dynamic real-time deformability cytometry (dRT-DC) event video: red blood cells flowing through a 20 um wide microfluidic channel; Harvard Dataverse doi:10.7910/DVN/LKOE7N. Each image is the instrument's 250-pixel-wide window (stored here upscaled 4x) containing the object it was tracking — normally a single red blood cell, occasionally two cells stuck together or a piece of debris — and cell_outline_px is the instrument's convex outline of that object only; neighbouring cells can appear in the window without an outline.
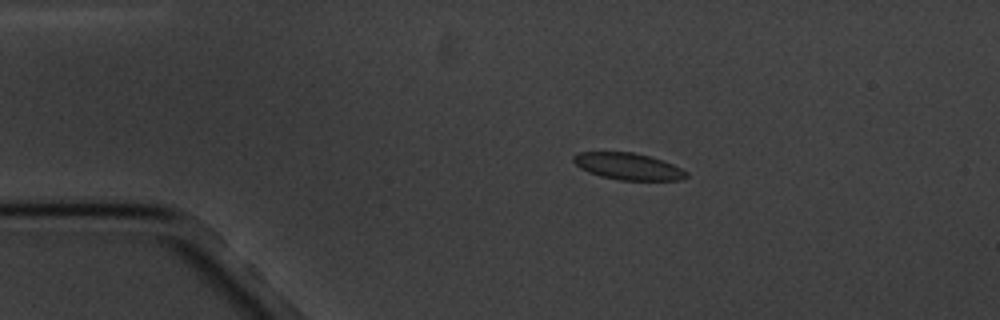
{"species": "common noctule bat (a hibernating species)", "species_latin": "Nyctalus noctula", "temperature_condition": "cold", "stored_images_in_passage": 11, "camera_frame_rate_fps": 3000, "um_per_image_px": 0.085, "animal": {"sex": "male", "body_mass_g": 20.1, "forearm_length_mm": 53.5}, "frame": {"image": 1, "passage_image": 3, "time_ms": 2.333, "image_size_px": [1000, 320], "cell_outline_px": [[688, 176], [684, 180], [620, 180], [600, 176], [588, 172], [580, 168], [572, 160], [572, 156], [580, 152], [632, 152], [648, 156], [672, 164], [688, 172]], "centroid_in_image_um": [53.38, 14.15], "position_along_channel_um": 31.6, "area_um2": 17.51}}
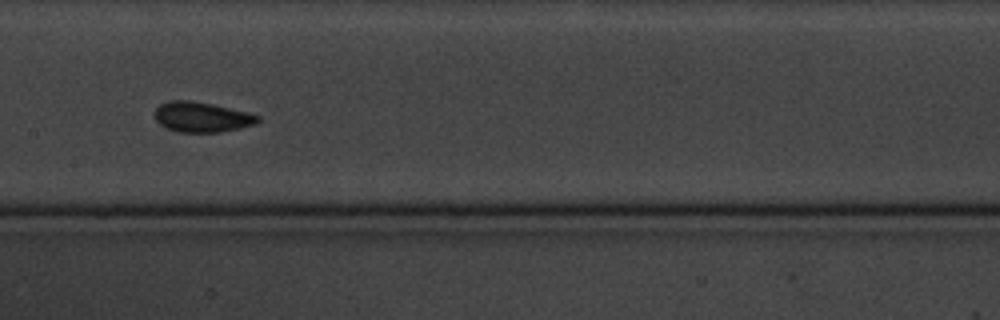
{"frame": {"image": 2, "passage_image": 8, "time_ms": 8.333, "image_size_px": [1000, 320], "cell_outline_px": [[260, 120], [256, 124], [240, 128], [220, 132], [176, 132], [164, 128], [152, 116], [156, 108], [160, 104], [168, 100], [188, 100], [212, 104], [248, 112], [260, 116]], "centroid_in_image_um": [17.11, 9.95], "position_along_channel_um": 190.3, "area_um2": 18.38}}
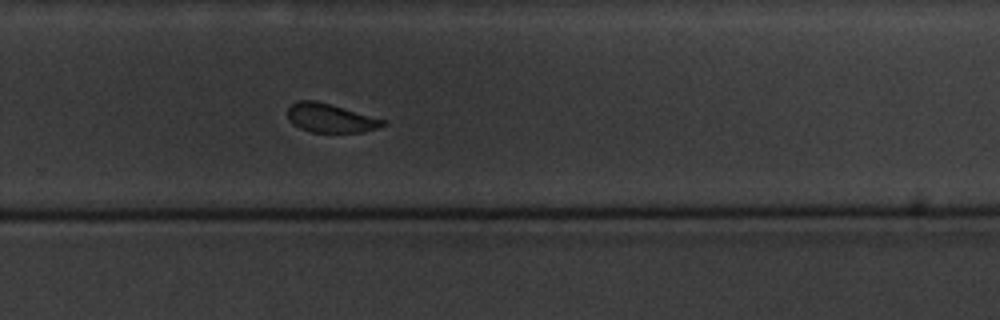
{"frame": {"image": 3, "passage_image": 11, "time_ms": 11.667, "image_size_px": [1000, 320], "cell_outline_px": [[388, 124], [364, 132], [312, 132], [300, 128], [292, 124], [288, 120], [288, 108], [292, 104], [300, 100], [316, 100], [388, 120]], "centroid_in_image_um": [28.12, 10.03], "position_along_channel_um": 301.7, "area_um2": 16.13}}